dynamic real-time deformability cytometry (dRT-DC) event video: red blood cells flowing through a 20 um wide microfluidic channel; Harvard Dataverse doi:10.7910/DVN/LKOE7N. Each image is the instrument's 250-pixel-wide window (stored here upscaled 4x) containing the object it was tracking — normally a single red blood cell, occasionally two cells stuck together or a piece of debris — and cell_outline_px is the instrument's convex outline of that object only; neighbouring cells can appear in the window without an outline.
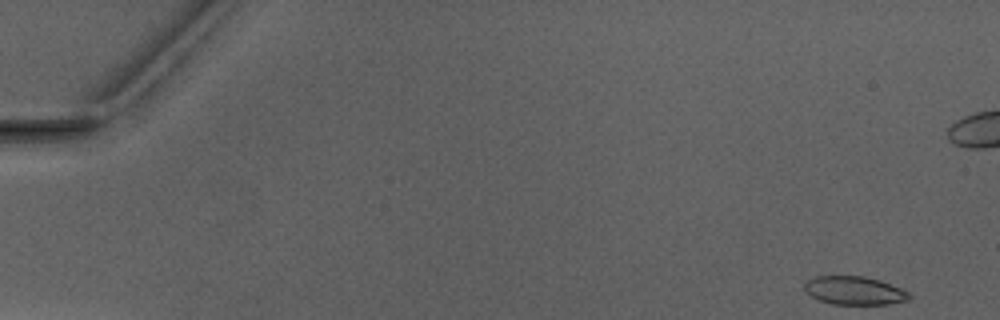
{"species": "Egyptian fruit bat (a non-hibernating species)", "species_latin": "Rousettus aegyptiacus", "temperature_condition": "warm", "stored_images_in_passage": 5, "camera_frame_rate_fps": 3000, "um_per_image_px": 0.085, "animal": {"sex": "male"}, "frame": {"image": 1, "passage_image": 1, "time_ms": 0.0, "image_size_px": [1000, 320], "cell_outline_px": [[912, 296], [908, 300], [888, 304], [832, 304], [820, 300], [812, 296], [804, 288], [804, 284], [808, 280], [816, 276], [864, 276], [880, 280], [900, 288], [908, 292]], "centroid_in_image_um": [72.64, 24.69], "position_along_channel_um": 12.4, "area_um2": 17.17}}